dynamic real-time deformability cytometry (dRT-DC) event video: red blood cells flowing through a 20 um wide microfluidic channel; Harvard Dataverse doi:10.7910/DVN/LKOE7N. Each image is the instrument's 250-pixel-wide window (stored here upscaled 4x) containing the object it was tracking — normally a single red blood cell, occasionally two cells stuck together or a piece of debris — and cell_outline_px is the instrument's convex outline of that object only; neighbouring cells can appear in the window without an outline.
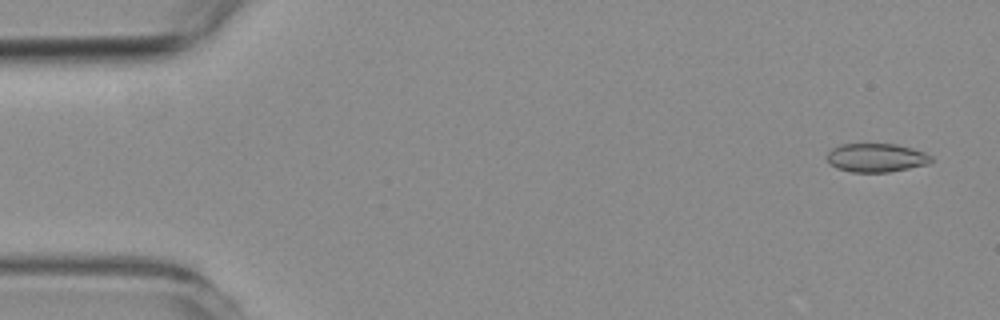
{"species": "common noctule bat (a hibernating species)", "species_latin": "Nyctalus noctula", "temperature_condition": "room temperature", "stored_images_in_passage": 14, "camera_frame_rate_fps": 3000, "um_per_image_px": 0.085, "animal": {"sex": "female", "body_mass_g": 19.3, "forearm_length_mm": 54.1}, "frame": {"image": 1, "passage_image": 3, "time_ms": 0.667, "image_size_px": [1000, 320], "cell_outline_px": [[932, 160], [928, 164], [888, 172], [852, 172], [836, 168], [828, 164], [828, 152], [832, 148], [840, 144], [896, 144], [912, 148], [924, 152], [932, 156]], "centroid_in_image_um": [74.46, 13.4], "position_along_channel_um": 10.5, "area_um2": 17.4}}